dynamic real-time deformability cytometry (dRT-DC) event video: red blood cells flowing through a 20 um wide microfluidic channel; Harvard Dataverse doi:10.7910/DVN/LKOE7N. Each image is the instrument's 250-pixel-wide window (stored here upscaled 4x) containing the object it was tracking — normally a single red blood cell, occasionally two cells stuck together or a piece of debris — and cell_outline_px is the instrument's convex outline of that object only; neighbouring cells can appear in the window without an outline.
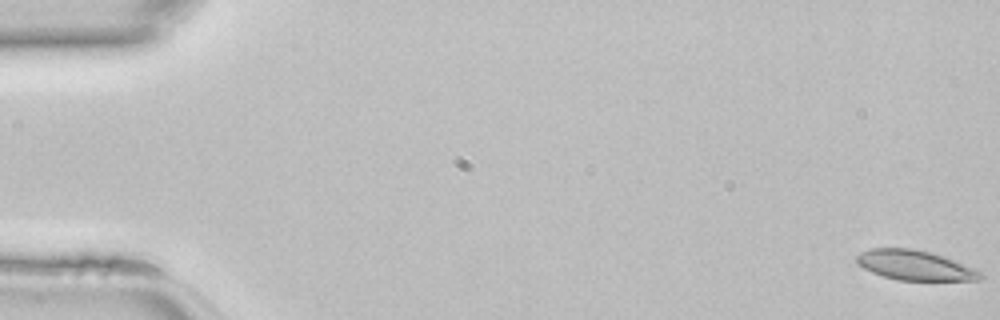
{"species": "common noctule bat (a hibernating species)", "species_latin": "Nyctalus noctula", "temperature_condition": "room temperature", "stored_images_in_passage": 47, "camera_frame_rate_fps": 3000, "um_per_image_px": 0.085, "animal": {"sex": "female", "body_mass_g": 22.7, "forearm_length_mm": 54.2}, "frame": {"image": 1, "passage_image": 1, "time_ms": 0.0, "image_size_px": [1000, 320], "cell_outline_px": [[984, 276], [976, 280], [896, 280], [872, 272], [856, 264], [856, 256], [860, 252], [872, 248], [912, 248], [932, 252], [944, 256], [976, 268], [984, 272]], "centroid_in_image_um": [77.79, 22.54], "position_along_channel_um": 7.2, "area_um2": 21.73}}
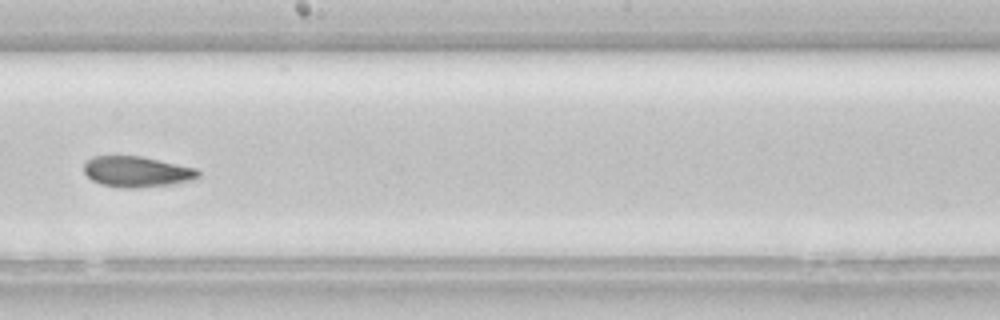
{"frame": {"image": 2, "passage_image": 27, "time_ms": 8.667, "image_size_px": [1000, 320], "cell_outline_px": [[200, 176], [192, 180], [168, 184], [136, 188], [124, 188], [100, 184], [92, 180], [84, 172], [84, 164], [92, 156], [140, 156], [196, 168], [200, 172]], "centroid_in_image_um": [11.61, 14.59], "position_along_channel_um": 236.6, "area_um2": 20.29}}
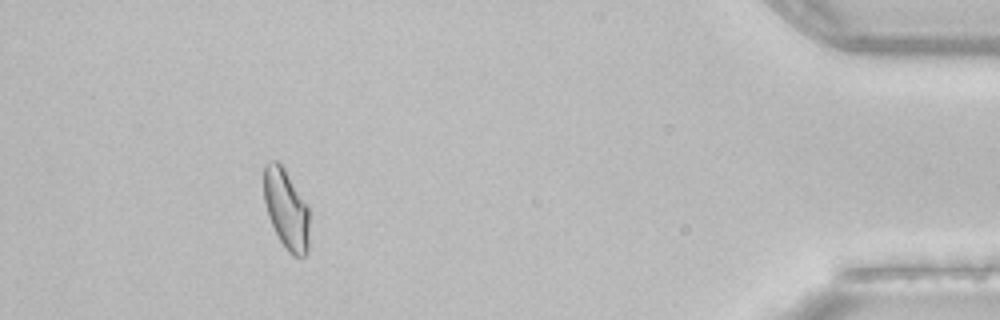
{"frame": {"image": 3, "passage_image": 43, "time_ms": 14.0, "image_size_px": [1000, 320], "cell_outline_px": [[308, 252], [304, 256], [292, 256], [288, 252], [280, 240], [268, 216], [264, 200], [264, 164], [268, 160], [276, 160], [284, 168], [308, 204]], "centroid_in_image_um": [24.33, 17.75], "position_along_channel_um": 410.9, "area_um2": 21.21}}